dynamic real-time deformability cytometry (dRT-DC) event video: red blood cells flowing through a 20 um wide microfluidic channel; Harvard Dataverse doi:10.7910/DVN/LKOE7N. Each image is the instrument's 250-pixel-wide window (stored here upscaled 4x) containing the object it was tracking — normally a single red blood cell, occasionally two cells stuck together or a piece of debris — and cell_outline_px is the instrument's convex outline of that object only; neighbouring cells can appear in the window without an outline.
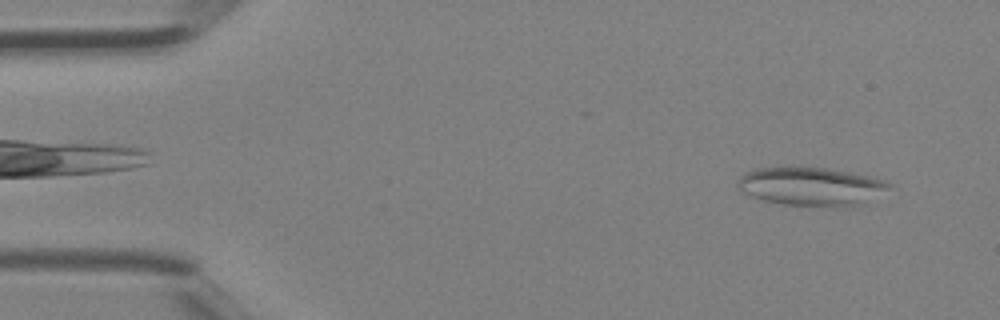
{"species": "Egyptian fruit bat (a non-hibernating species)", "species_latin": "Rousettus aegyptiacus", "temperature_condition": "room temperature", "stored_images_in_passage": 41, "camera_frame_rate_fps": 3000, "um_per_image_px": 0.085, "animal": {"sex": "female"}, "frame": {"image": 1, "passage_image": 3, "time_ms": 0.667, "image_size_px": [1000, 320], "cell_outline_px": [[892, 184], [888, 188], [864, 204], [784, 204], [764, 200], [752, 196], [744, 192], [736, 184], [740, 176], [744, 172], [756, 168], [780, 164], [824, 168], [848, 172], [868, 176], [884, 180]], "centroid_in_image_um": [68.84, 15.76], "position_along_channel_um": 16.2, "area_um2": 33.47}}
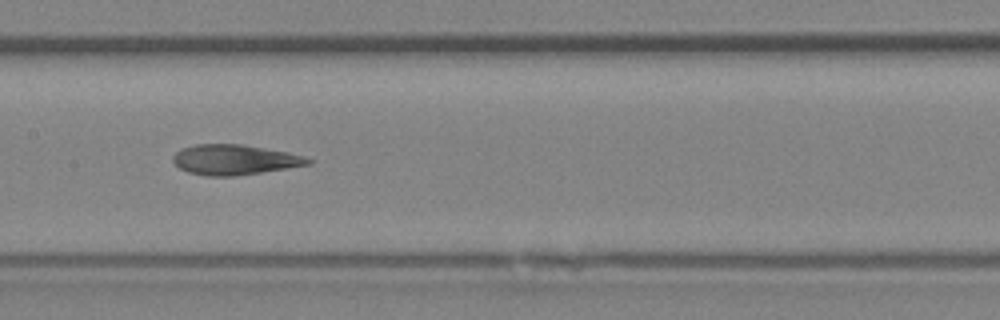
{"frame": {"image": 2, "passage_image": 20, "time_ms": 6.333, "image_size_px": [1000, 320], "cell_outline_px": [[312, 164], [236, 176], [208, 176], [188, 172], [180, 168], [172, 160], [172, 156], [180, 148], [196, 144], [240, 144], [288, 152], [304, 156], [312, 160]], "centroid_in_image_um": [19.92, 13.57], "position_along_channel_um": 187.5, "area_um2": 23.7}}
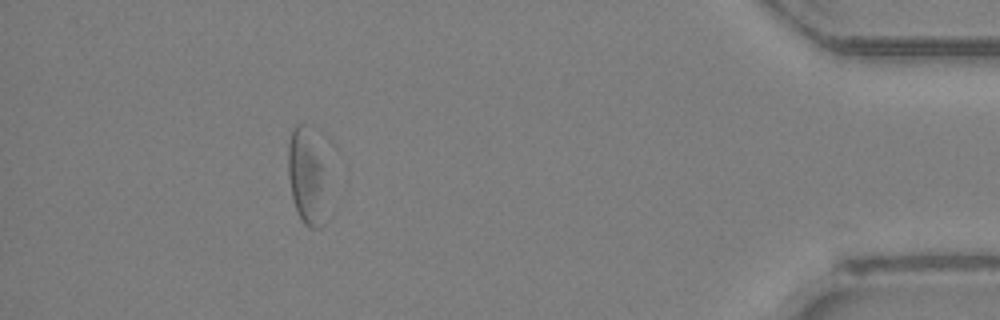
{"frame": {"image": 3, "passage_image": 37, "time_ms": 12.0, "image_size_px": [1000, 320], "cell_outline_px": [[324, 224], [320, 228], [308, 228], [300, 220], [292, 200], [288, 176], [288, 140], [292, 128], [296, 124], [300, 124], [304, 128], [324, 168]], "centroid_in_image_um": [26.0, 15.18], "position_along_channel_um": 409.2, "area_um2": 20.69}}